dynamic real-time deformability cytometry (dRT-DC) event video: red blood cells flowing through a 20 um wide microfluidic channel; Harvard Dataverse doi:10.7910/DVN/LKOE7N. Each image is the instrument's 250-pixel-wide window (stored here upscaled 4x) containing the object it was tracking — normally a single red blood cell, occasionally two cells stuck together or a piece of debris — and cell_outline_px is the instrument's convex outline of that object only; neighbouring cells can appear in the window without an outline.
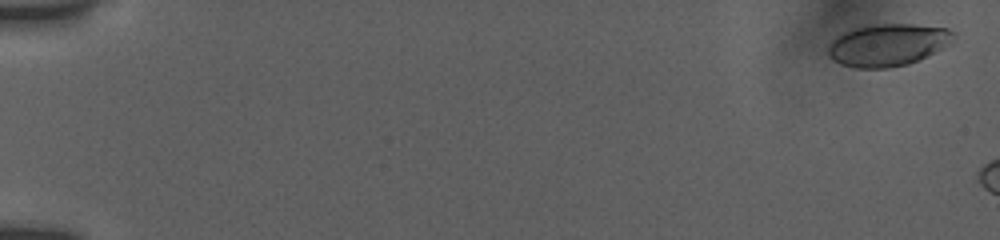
{"species": "human", "species_latin": "Homo sapiens", "temperature_condition": "room temperature", "stored_images_in_passage": 6, "camera_frame_rate_fps": 3000, "um_per_image_px": 0.085, "donor": {"sex": "female"}, "frame": {"image": 1, "passage_image": 1, "time_ms": 0.0, "image_size_px": [1000, 240], "cell_outline_px": [[956, 36], [940, 48], [908, 64], [888, 68], [856, 68], [840, 64], [832, 60], [828, 56], [828, 48], [832, 40], [844, 32], [856, 28], [876, 24], [912, 24], [948, 28], [956, 32]], "centroid_in_image_um": [75.42, 3.81], "position_along_channel_um": 9.6, "area_um2": 30.46}}